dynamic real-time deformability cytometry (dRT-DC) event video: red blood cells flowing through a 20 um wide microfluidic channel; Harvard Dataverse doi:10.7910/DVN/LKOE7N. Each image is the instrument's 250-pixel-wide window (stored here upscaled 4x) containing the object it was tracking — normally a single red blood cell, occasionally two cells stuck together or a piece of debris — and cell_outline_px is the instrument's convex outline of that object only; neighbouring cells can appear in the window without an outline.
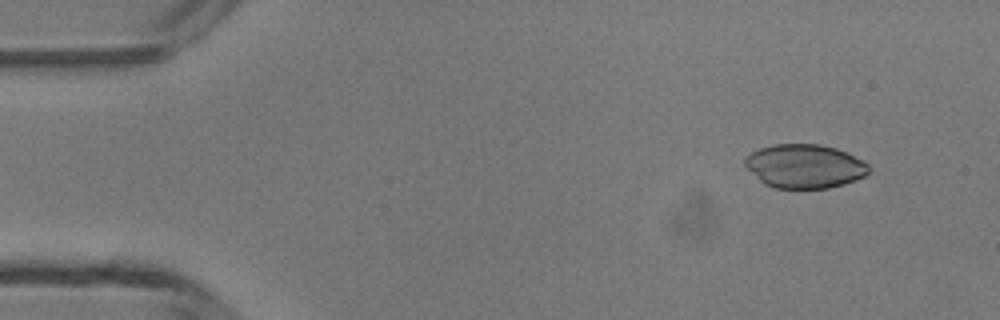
{"species": "common noctule bat (a hibernating species)", "species_latin": "Nyctalus noctula", "temperature_condition": "room temperature", "stored_images_in_passage": 4, "camera_frame_rate_fps": 3000, "um_per_image_px": 0.085, "animal": {"sex": "male", "body_mass_g": 13.3}, "frame": {"image": 1, "passage_image": 1, "time_ms": 0.0, "image_size_px": [1000, 320], "cell_outline_px": [[868, 172], [864, 176], [856, 180], [844, 184], [828, 188], [776, 188], [764, 184], [744, 164], [744, 156], [760, 148], [772, 144], [820, 144], [836, 148], [864, 160], [868, 164]], "centroid_in_image_um": [68.39, 14.12], "position_along_channel_um": 16.6, "area_um2": 31.62}}